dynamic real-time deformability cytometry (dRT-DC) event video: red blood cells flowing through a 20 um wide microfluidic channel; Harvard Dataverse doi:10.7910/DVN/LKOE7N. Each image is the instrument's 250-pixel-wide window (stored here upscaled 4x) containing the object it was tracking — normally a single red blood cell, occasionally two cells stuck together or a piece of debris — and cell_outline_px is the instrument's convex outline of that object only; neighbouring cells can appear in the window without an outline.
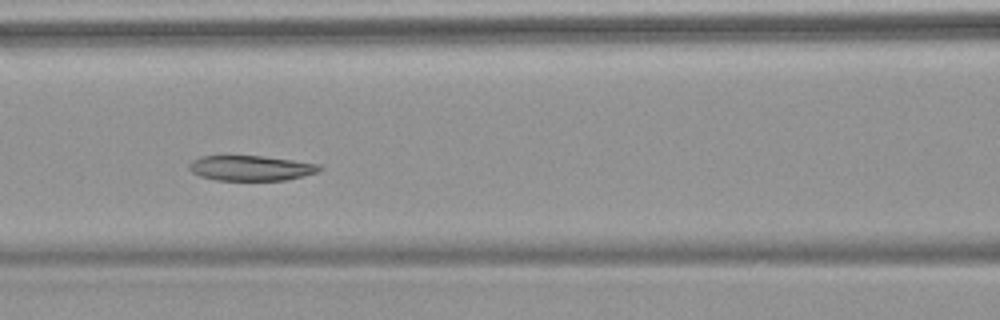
{"species": "common noctule bat (a hibernating species)", "species_latin": "Nyctalus noctula", "temperature_condition": "warm", "stored_images_in_passage": 9, "camera_frame_rate_fps": 3000, "um_per_image_px": 0.085, "animal": {"sex": "female", "body_mass_g": 18.4}, "frame": {"image": 1, "passage_image": 6, "time_ms": 6.0, "image_size_px": [1000, 320], "cell_outline_px": [[324, 168], [316, 172], [284, 180], [216, 180], [200, 176], [192, 172], [188, 168], [188, 164], [192, 160], [200, 156], [264, 156], [320, 164]], "centroid_in_image_um": [21.29, 14.28], "position_along_channel_um": 145.3, "area_um2": 19.02}}
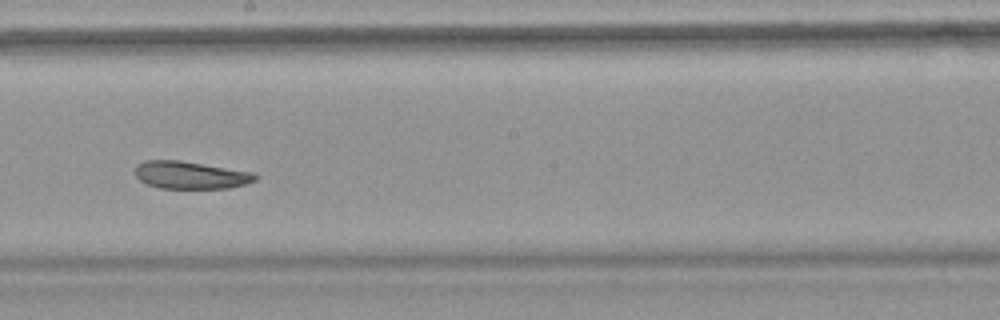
{"frame": {"image": 2, "passage_image": 8, "time_ms": 8.333, "image_size_px": [1000, 320], "cell_outline_px": [[256, 180], [244, 184], [228, 188], [160, 188], [148, 184], [140, 180], [136, 176], [136, 164], [144, 160], [180, 160], [256, 172]], "centroid_in_image_um": [16.21, 14.87], "position_along_channel_um": 232.0, "area_um2": 19.31}}
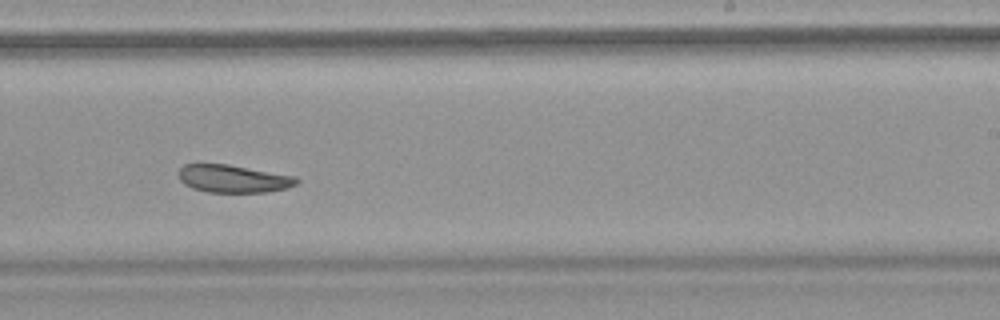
{"frame": {"image": 3, "passage_image": 9, "time_ms": 9.333, "image_size_px": [1000, 320], "cell_outline_px": [[300, 180], [296, 184], [284, 188], [268, 192], [208, 192], [192, 188], [184, 184], [180, 180], [176, 172], [184, 164], [228, 164], [296, 176]], "centroid_in_image_um": [19.79, 15.18], "position_along_channel_um": 269.2, "area_um2": 19.13}}